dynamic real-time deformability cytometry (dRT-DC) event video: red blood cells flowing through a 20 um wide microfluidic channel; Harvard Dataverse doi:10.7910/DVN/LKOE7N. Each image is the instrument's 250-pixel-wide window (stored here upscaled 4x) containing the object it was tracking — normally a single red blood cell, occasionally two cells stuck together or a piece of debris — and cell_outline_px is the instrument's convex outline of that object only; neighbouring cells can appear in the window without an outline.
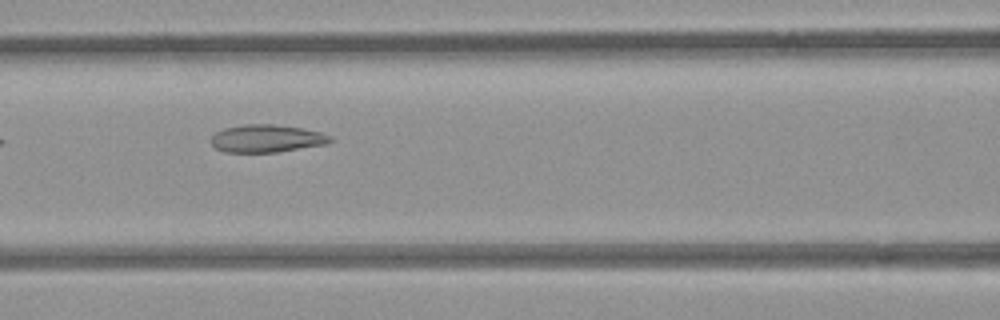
{"species": "common noctule bat (a hibernating species)", "species_latin": "Nyctalus noctula", "temperature_condition": "room temperature", "stored_images_in_passage": 9, "camera_frame_rate_fps": 3000, "um_per_image_px": 0.085, "animal": {"sex": "female", "body_mass_g": 21.9}, "frame": {"image": 1, "passage_image": 7, "time_ms": 2.0, "image_size_px": [1000, 320], "cell_outline_px": [[336, 140], [328, 144], [276, 152], [224, 152], [216, 148], [212, 144], [212, 136], [216, 132], [224, 128], [244, 124], [272, 124], [304, 128], [320, 132], [332, 136]], "centroid_in_image_um": [22.72, 11.77], "position_along_channel_um": 143.9, "area_um2": 19.36}}
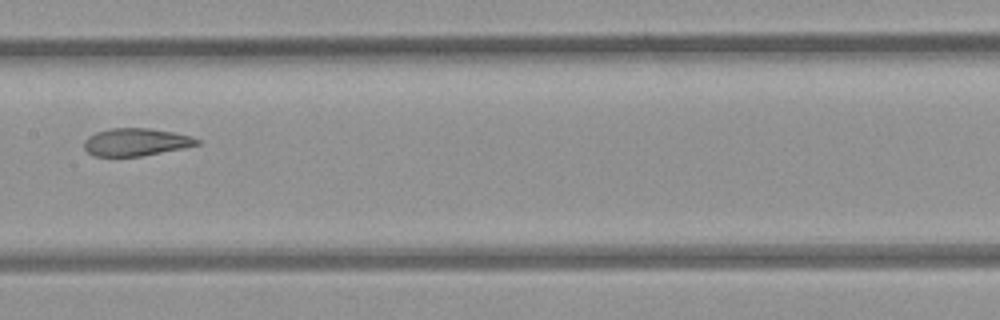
{"frame": {"image": 2, "passage_image": 8, "time_ms": 2.333, "image_size_px": [1000, 320], "cell_outline_px": [[200, 144], [184, 148], [140, 156], [92, 156], [84, 148], [84, 140], [88, 136], [96, 132], [112, 128], [148, 128], [172, 132], [192, 136], [200, 140]], "centroid_in_image_um": [11.55, 12.07], "position_along_channel_um": 195.9, "area_um2": 18.15}}
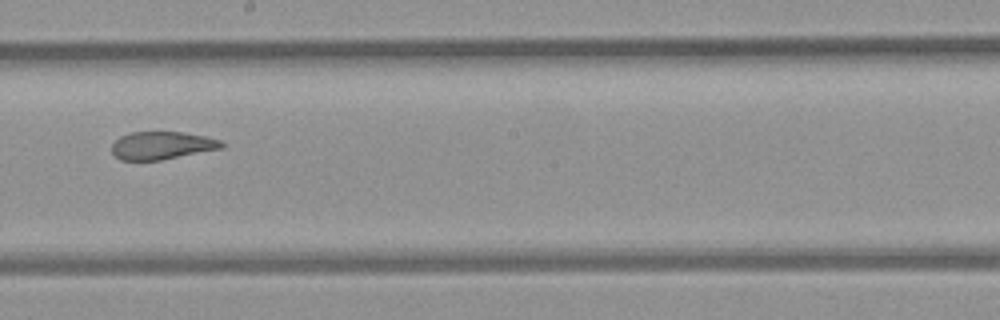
{"frame": {"image": 3, "passage_image": 9, "time_ms": 2.667, "image_size_px": [1000, 320], "cell_outline_px": [[224, 148], [160, 160], [120, 160], [112, 152], [112, 144], [120, 136], [132, 132], [184, 132], [204, 136], [220, 140], [224, 144]], "centroid_in_image_um": [13.77, 12.36], "position_along_channel_um": 234.4, "area_um2": 17.74}}